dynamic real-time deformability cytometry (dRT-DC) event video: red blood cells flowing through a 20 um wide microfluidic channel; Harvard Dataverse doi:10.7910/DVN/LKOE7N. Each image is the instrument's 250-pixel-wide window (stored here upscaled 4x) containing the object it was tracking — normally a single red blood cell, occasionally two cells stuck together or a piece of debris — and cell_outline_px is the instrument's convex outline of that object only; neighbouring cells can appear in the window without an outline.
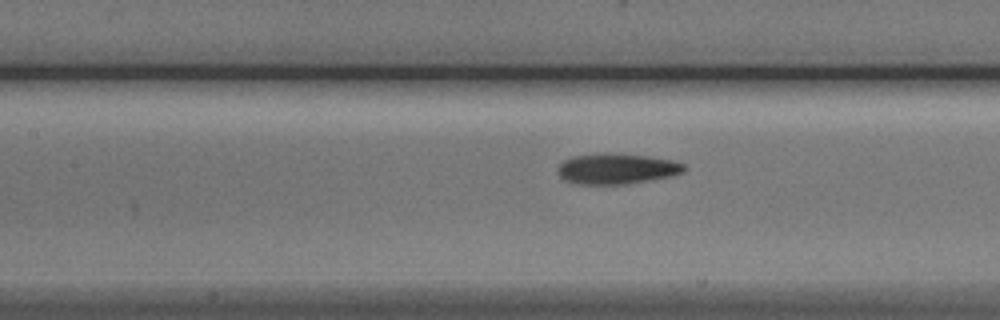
{"species": "Egyptian fruit bat (a non-hibernating species)", "species_latin": "Rousettus aegyptiacus", "temperature_condition": "cold", "stored_images_in_passage": 8, "segment_of_instrument_passage": [2, 2], "camera_frame_rate_fps": 3000, "um_per_image_px": 0.085, "animal": {"sex": "male"}, "frame": {"image": 1, "passage_image": 8, "time_ms": 9.0, "image_size_px": [1000, 320], "cell_outline_px": [[684, 172], [672, 176], [628, 184], [576, 184], [564, 180], [556, 172], [556, 168], [564, 160], [572, 156], [648, 156], [672, 160], [684, 164]], "centroid_in_image_um": [52.42, 14.4], "position_along_channel_um": 155.0, "area_um2": 21.68}}